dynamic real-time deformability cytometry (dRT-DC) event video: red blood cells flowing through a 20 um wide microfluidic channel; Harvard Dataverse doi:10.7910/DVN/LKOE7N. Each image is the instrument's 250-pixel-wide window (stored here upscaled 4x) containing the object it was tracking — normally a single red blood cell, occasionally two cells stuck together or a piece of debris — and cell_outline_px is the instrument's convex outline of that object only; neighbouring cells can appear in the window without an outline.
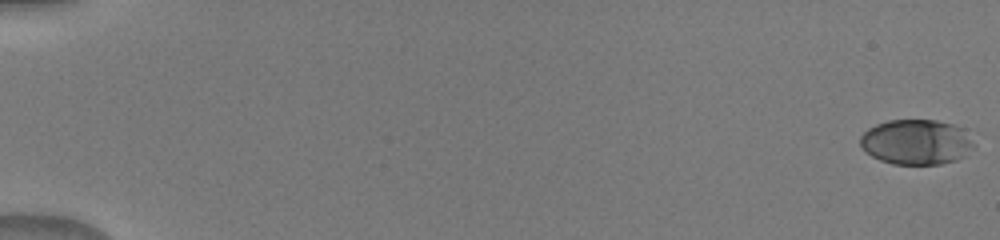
{"species": "human", "species_latin": "Homo sapiens", "temperature_condition": "warm", "stored_images_in_passage": 52, "camera_frame_rate_fps": 3000, "um_per_image_px": 0.085, "donor": {"sex": "male"}, "frame": {"image": 1, "passage_image": 1, "time_ms": 0.0, "image_size_px": [1000, 240], "cell_outline_px": [[976, 144], [964, 156], [956, 160], [940, 164], [892, 164], [880, 160], [872, 156], [860, 144], [860, 136], [868, 128], [876, 124], [888, 120], [936, 120], [952, 124], [964, 128]], "centroid_in_image_um": [77.91, 12.06], "position_along_channel_um": 7.1, "area_um2": 30.0}}
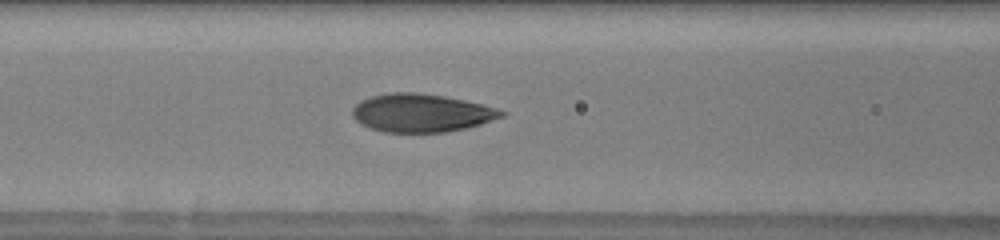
{"frame": {"image": 2, "passage_image": 24, "time_ms": 7.667, "image_size_px": [1000, 240], "cell_outline_px": [[508, 112], [504, 116], [468, 128], [444, 132], [384, 132], [368, 128], [360, 124], [352, 116], [352, 108], [360, 100], [372, 96], [388, 92], [416, 92], [444, 96], [464, 100], [496, 108]], "centroid_in_image_um": [35.78, 9.6], "position_along_channel_um": 130.8, "area_um2": 33.29}}
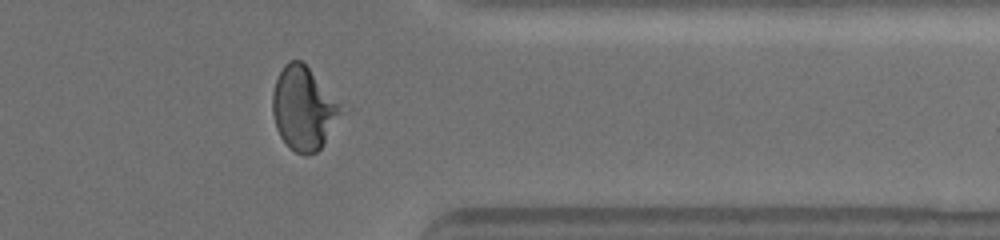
{"frame": {"image": 3, "passage_image": 43, "time_ms": 14.0, "image_size_px": [1000, 240], "cell_outline_px": [[352, 108], [324, 144], [316, 152], [308, 156], [304, 156], [296, 152], [280, 136], [276, 128], [272, 112], [272, 92], [276, 80], [284, 64], [288, 60], [300, 60]], "centroid_in_image_um": [25.96, 9.21], "position_along_channel_um": 385.4, "area_um2": 35.08}}